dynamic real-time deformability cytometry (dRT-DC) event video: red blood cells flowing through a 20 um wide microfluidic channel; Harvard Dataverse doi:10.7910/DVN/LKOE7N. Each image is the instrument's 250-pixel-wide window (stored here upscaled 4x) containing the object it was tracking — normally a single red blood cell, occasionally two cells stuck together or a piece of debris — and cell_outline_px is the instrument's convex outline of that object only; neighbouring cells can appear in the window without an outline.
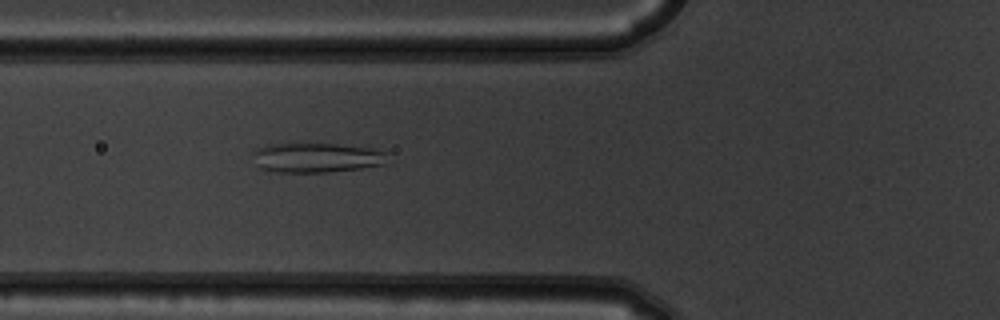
{"species": "common noctule bat (a hibernating species)", "species_latin": "Nyctalus noctula", "temperature_condition": "warm", "stored_images_in_passage": 6, "camera_frame_rate_fps": 3000, "um_per_image_px": 0.085, "animal": {"sex": "male", "body_mass_g": 19.5, "forearm_length_mm": 54.6}, "frame": {"image": 1, "passage_image": 6, "time_ms": 1.667, "image_size_px": [1000, 320], "cell_outline_px": [[388, 164], [360, 168], [328, 172], [276, 172], [260, 168], [256, 164], [252, 152], [256, 148], [268, 144], [300, 140], [372, 148], [388, 152]], "centroid_in_image_um": [26.89, 13.35], "position_along_channel_um": 98.9, "area_um2": 24.45}}